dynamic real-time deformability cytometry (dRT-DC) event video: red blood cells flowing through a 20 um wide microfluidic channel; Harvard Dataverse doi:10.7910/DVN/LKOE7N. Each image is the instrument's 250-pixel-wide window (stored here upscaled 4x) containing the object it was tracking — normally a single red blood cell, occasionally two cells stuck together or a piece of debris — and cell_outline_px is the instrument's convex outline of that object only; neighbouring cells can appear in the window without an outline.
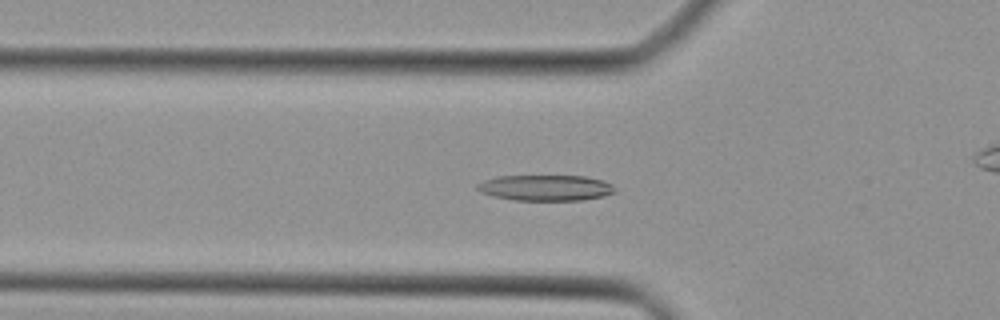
{"species": "Egyptian fruit bat (a non-hibernating species)", "species_latin": "Rousettus aegyptiacus", "temperature_condition": "cold", "stored_images_in_passage": 46, "camera_frame_rate_fps": 3000, "um_per_image_px": 0.085, "animal": {"sex": "female"}, "frame": {"image": 1, "passage_image": 16, "time_ms": 5.0, "image_size_px": [1000, 320], "cell_outline_px": [[616, 192], [604, 196], [584, 200], [516, 200], [492, 196], [480, 192], [476, 188], [476, 184], [484, 180], [500, 176], [584, 176], [600, 180], [612, 184], [616, 188]], "centroid_in_image_um": [46.38, 15.97], "position_along_channel_um": 79.4, "area_um2": 20.69}}
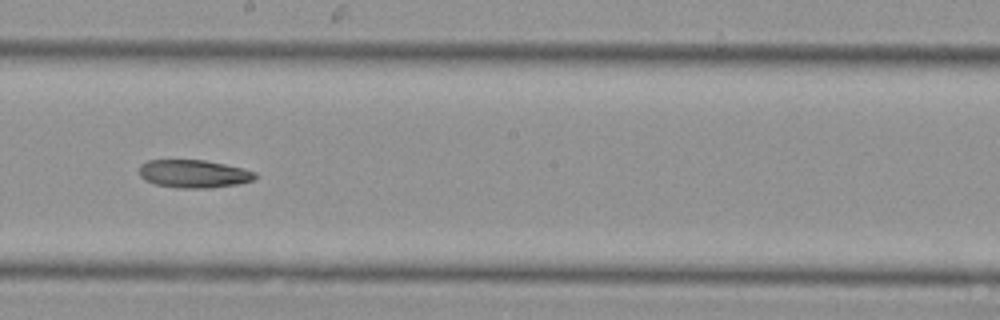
{"frame": {"image": 2, "passage_image": 26, "time_ms": 8.333, "image_size_px": [1000, 320], "cell_outline_px": [[256, 176], [252, 180], [236, 184], [208, 188], [176, 188], [156, 184], [144, 180], [140, 176], [140, 164], [148, 160], [204, 160], [224, 164], [256, 172]], "centroid_in_image_um": [16.42, 14.77], "position_along_channel_um": 231.8, "area_um2": 18.73}}
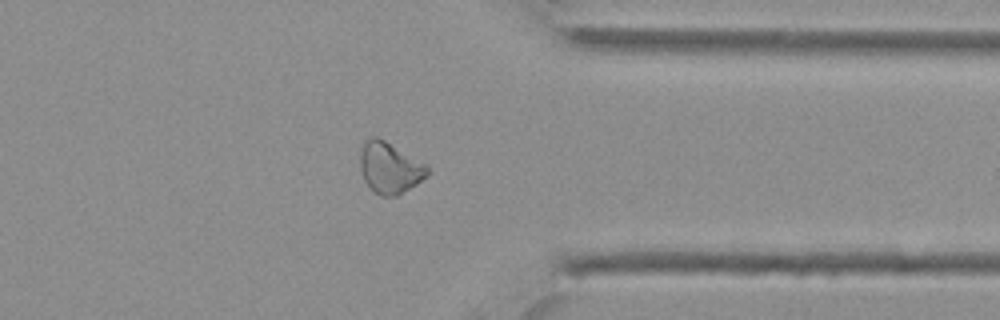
{"frame": {"image": 3, "passage_image": 36, "time_ms": 11.667, "image_size_px": [1000, 320], "cell_outline_px": [[428, 172], [416, 184], [396, 196], [380, 196], [364, 180], [360, 168], [360, 152], [364, 144], [372, 136], [376, 136], [384, 140], [428, 164]], "centroid_in_image_um": [33.12, 14.25], "position_along_channel_um": 378.3, "area_um2": 19.71}}